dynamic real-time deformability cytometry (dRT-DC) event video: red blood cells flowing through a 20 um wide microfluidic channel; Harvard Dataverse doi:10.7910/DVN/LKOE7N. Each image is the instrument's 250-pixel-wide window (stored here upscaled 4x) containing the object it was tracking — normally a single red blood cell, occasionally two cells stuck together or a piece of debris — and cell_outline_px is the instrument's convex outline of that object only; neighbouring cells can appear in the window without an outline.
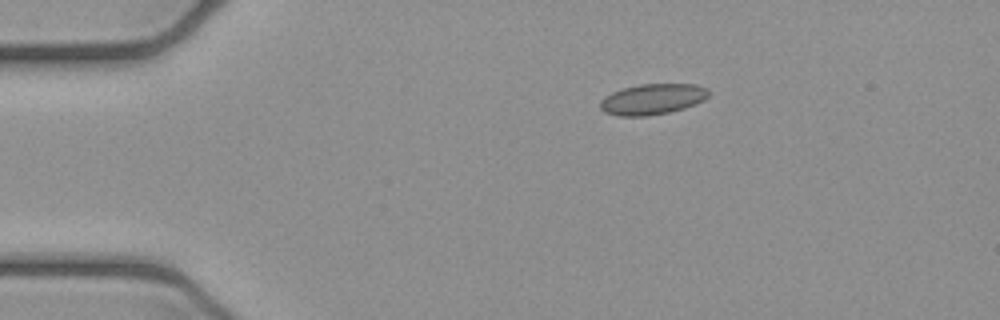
{"species": "common noctule bat (a hibernating species)", "species_latin": "Nyctalus noctula", "temperature_condition": "cold", "stored_images_in_passage": 5, "camera_frame_rate_fps": 3000, "um_per_image_px": 0.085, "animal": {"sex": "female", "body_mass_g": 21.9}, "frame": {"image": 1, "passage_image": 1, "time_ms": 0.0, "image_size_px": [1000, 320], "cell_outline_px": [[708, 96], [704, 100], [684, 108], [668, 112], [648, 116], [616, 116], [604, 112], [600, 108], [600, 100], [604, 96], [612, 92], [624, 88], [640, 84], [696, 84], [708, 88]], "centroid_in_image_um": [55.44, 8.43], "position_along_channel_um": 29.6, "area_um2": 19.48}}
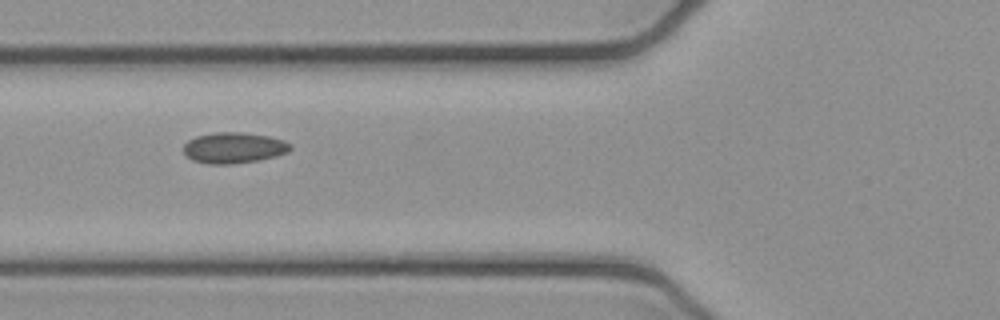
{"frame": {"image": 2, "passage_image": 4, "time_ms": 1.0, "image_size_px": [1000, 320], "cell_outline_px": [[292, 148], [288, 152], [276, 156], [260, 160], [232, 164], [208, 164], [192, 160], [184, 156], [184, 144], [188, 140], [196, 136], [216, 132], [244, 132], [268, 136], [284, 140], [292, 144]], "centroid_in_image_um": [19.87, 12.56], "position_along_channel_um": 105.9, "area_um2": 19.48}}
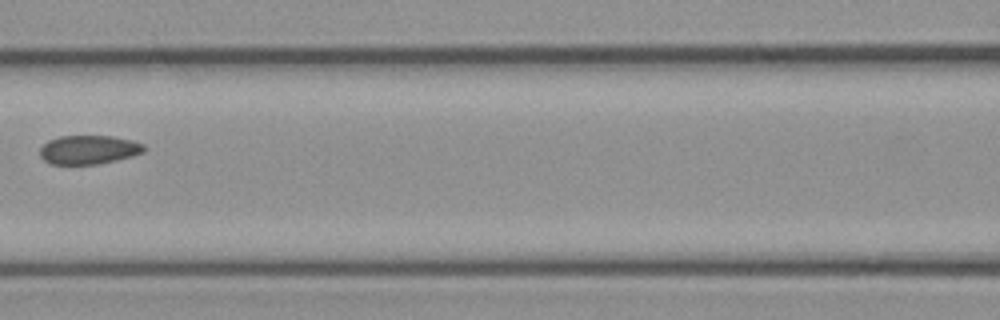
{"frame": {"image": 3, "passage_image": 5, "time_ms": 1.333, "image_size_px": [1000, 320], "cell_outline_px": [[144, 152], [132, 156], [116, 160], [96, 164], [52, 164], [44, 160], [40, 156], [40, 148], [48, 140], [60, 136], [112, 136], [132, 140], [144, 144]], "centroid_in_image_um": [7.53, 12.72], "position_along_channel_um": 159.1, "area_um2": 17.46}}